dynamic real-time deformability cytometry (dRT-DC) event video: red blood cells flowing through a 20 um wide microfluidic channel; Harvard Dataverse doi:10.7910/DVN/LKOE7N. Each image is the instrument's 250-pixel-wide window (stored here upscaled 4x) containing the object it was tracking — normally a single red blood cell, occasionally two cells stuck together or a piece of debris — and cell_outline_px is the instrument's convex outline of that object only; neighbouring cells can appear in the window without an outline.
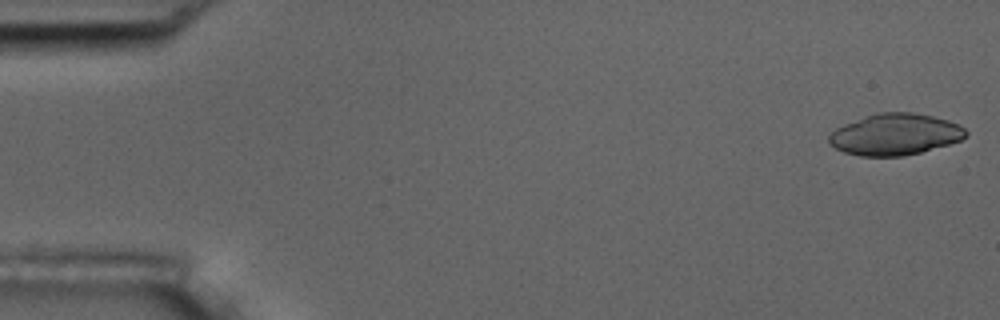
{"species": "common noctule bat (a hibernating species)", "species_latin": "Nyctalus noctula", "temperature_condition": "room temperature", "stored_images_in_passage": 5, "segment_of_instrument_passage": [1, 2], "camera_frame_rate_fps": 3000, "um_per_image_px": 0.085, "animal": {"sex": "male", "body_mass_g": 17.5, "forearm_length_mm": 52.3}, "frame": {"image": 1, "passage_image": 1, "time_ms": 0.0, "image_size_px": [1000, 320], "cell_outline_px": [[968, 136], [960, 140], [948, 144], [920, 152], [904, 156], [860, 156], [844, 152], [828, 144], [828, 136], [836, 128], [844, 124], [864, 116], [880, 112], [912, 112], [932, 116], [948, 120], [960, 124], [968, 132]], "centroid_in_image_um": [76.08, 11.42], "position_along_channel_um": 8.9, "area_um2": 33.12}}